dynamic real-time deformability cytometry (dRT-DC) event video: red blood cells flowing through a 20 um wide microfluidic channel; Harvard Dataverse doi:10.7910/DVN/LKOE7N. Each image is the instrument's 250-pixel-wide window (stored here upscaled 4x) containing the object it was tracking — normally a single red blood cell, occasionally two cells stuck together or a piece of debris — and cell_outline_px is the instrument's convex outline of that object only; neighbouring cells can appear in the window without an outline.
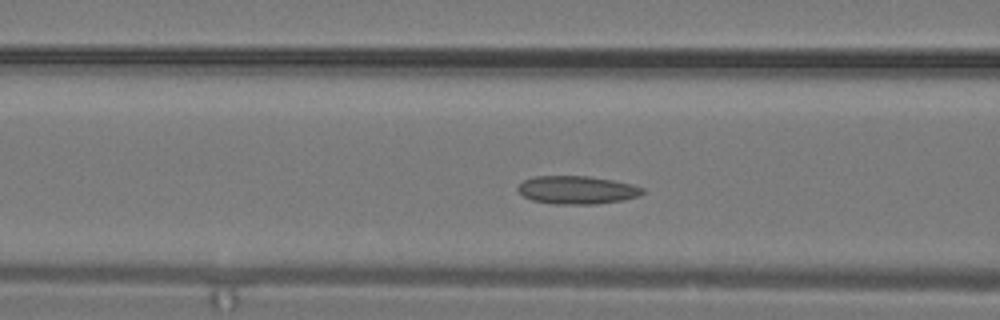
{"species": "common noctule bat (a hibernating species)", "species_latin": "Nyctalus noctula", "temperature_condition": "warm", "stored_images_in_passage": 7, "segment_of_instrument_passage": [2, 2], "camera_frame_rate_fps": 3000, "um_per_image_px": 0.085, "animal": {"sex": "male", "body_mass_g": 19.2, "forearm_length_mm": 51.8}, "frame": {"image": 1, "passage_image": 7, "time_ms": 2.0, "image_size_px": [1000, 320], "cell_outline_px": [[644, 192], [640, 196], [620, 200], [596, 204], [556, 204], [532, 200], [524, 196], [516, 188], [524, 180], [532, 176], [588, 176], [612, 180], [632, 184], [644, 188]], "centroid_in_image_um": [49.04, 16.14], "position_along_channel_um": 117.6, "area_um2": 20.35}}